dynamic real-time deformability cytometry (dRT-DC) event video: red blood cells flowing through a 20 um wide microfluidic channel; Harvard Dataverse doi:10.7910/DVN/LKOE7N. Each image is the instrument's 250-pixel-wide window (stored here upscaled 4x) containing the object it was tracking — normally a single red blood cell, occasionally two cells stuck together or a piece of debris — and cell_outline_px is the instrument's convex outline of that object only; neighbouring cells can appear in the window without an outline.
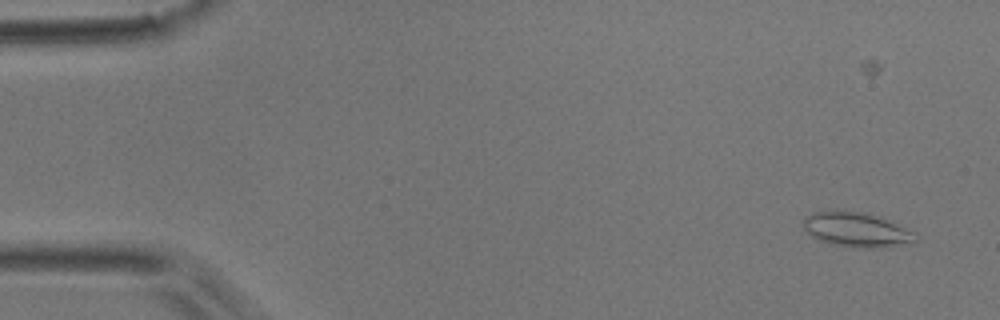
{"species": "common noctule bat (a hibernating species)", "species_latin": "Nyctalus noctula", "temperature_condition": "room temperature", "stored_images_in_passage": 52, "camera_frame_rate_fps": 3000, "um_per_image_px": 0.085, "animal": {"sex": "male", "body_mass_g": 17.9}, "frame": {"image": 1, "passage_image": 2, "time_ms": 0.333, "image_size_px": [1000, 320], "cell_outline_px": [[920, 236], [912, 244], [888, 248], [844, 248], [820, 240], [812, 236], [804, 228], [804, 216], [812, 212], [836, 208], [844, 208], [864, 212], [880, 216], [892, 220], [916, 232]], "centroid_in_image_um": [72.88, 19.51], "position_along_channel_um": 12.1, "area_um2": 24.1}}
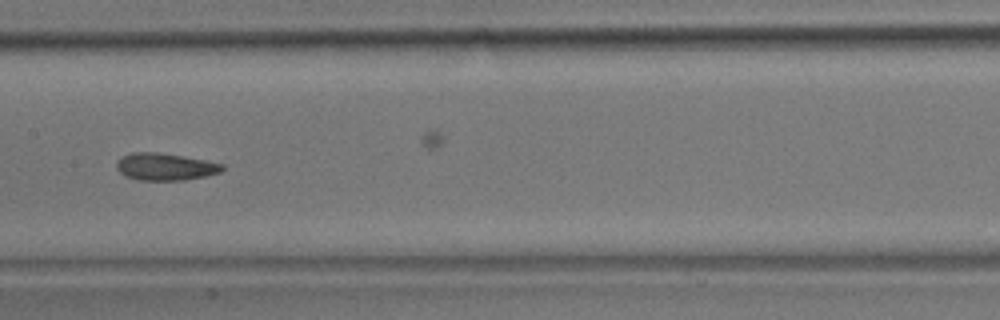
{"frame": {"image": 2, "passage_image": 25, "time_ms": 8.0, "image_size_px": [1000, 320], "cell_outline_px": [[224, 168], [220, 172], [204, 176], [184, 180], [140, 180], [124, 176], [116, 168], [116, 160], [132, 152], [156, 152], [184, 156], [224, 164]], "centroid_in_image_um": [14.01, 14.17], "position_along_channel_um": 193.4, "area_um2": 16.7}}
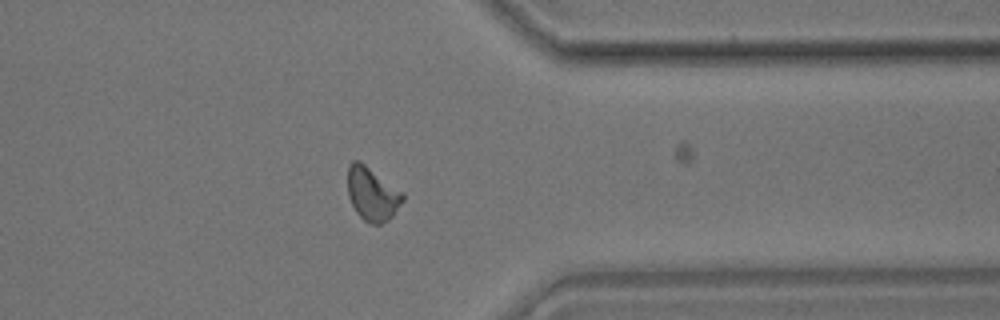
{"frame": {"image": 3, "passage_image": 40, "time_ms": 13.0, "image_size_px": [1000, 320], "cell_outline_px": [[404, 200], [392, 216], [388, 220], [380, 224], [368, 224], [356, 212], [348, 196], [348, 164], [352, 160], [360, 160], [404, 192]], "centroid_in_image_um": [31.64, 16.47], "position_along_channel_um": 379.8, "area_um2": 17.4}, "authors_computed_cell_mechanics": {"area_um2": 16.5308, "velocity_mm_per_s": 3.904, "shape_relaxation_time_tau1_ms": 10.992, "shape_relaxation_time_tau2_ms": 2.5615, "deformation_change_tau1": 0.1868, "deformation_change_tau2": 0.0962}}